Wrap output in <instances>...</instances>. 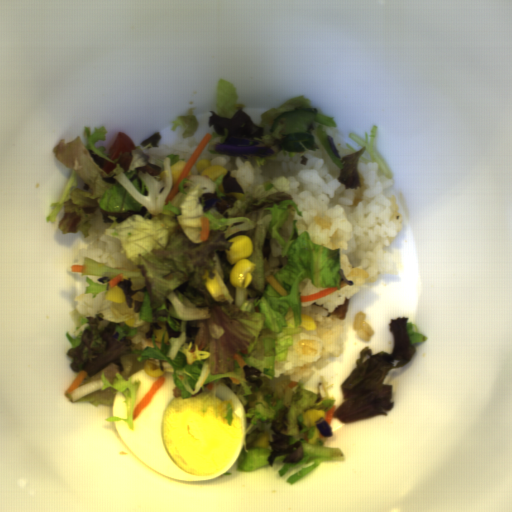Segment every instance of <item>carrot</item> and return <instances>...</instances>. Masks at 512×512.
Masks as SVG:
<instances>
[{
	"mask_svg": "<svg viewBox=\"0 0 512 512\" xmlns=\"http://www.w3.org/2000/svg\"><path fill=\"white\" fill-rule=\"evenodd\" d=\"M233 358H234V360L237 362V364H238L240 367L245 366L246 362H245V360H244L243 356H241V355H240V354H238V353H235V355H234V357H233Z\"/></svg>",
	"mask_w": 512,
	"mask_h": 512,
	"instance_id": "8",
	"label": "carrot"
},
{
	"mask_svg": "<svg viewBox=\"0 0 512 512\" xmlns=\"http://www.w3.org/2000/svg\"><path fill=\"white\" fill-rule=\"evenodd\" d=\"M123 280V275L122 273L115 276L114 278H112L111 280L108 281L111 289L115 286H118V284Z\"/></svg>",
	"mask_w": 512,
	"mask_h": 512,
	"instance_id": "7",
	"label": "carrot"
},
{
	"mask_svg": "<svg viewBox=\"0 0 512 512\" xmlns=\"http://www.w3.org/2000/svg\"><path fill=\"white\" fill-rule=\"evenodd\" d=\"M335 291H337V288L329 287L327 289L318 291V292L310 294V295H300V302H307V301L319 299L324 296L330 295Z\"/></svg>",
	"mask_w": 512,
	"mask_h": 512,
	"instance_id": "3",
	"label": "carrot"
},
{
	"mask_svg": "<svg viewBox=\"0 0 512 512\" xmlns=\"http://www.w3.org/2000/svg\"><path fill=\"white\" fill-rule=\"evenodd\" d=\"M296 384H298L296 381H290V380H289L288 385H289L292 389L296 386Z\"/></svg>",
	"mask_w": 512,
	"mask_h": 512,
	"instance_id": "10",
	"label": "carrot"
},
{
	"mask_svg": "<svg viewBox=\"0 0 512 512\" xmlns=\"http://www.w3.org/2000/svg\"><path fill=\"white\" fill-rule=\"evenodd\" d=\"M336 412H337V406H331L328 410L325 411V417L322 419L325 420V422L327 423L328 426L331 424L333 418L336 415Z\"/></svg>",
	"mask_w": 512,
	"mask_h": 512,
	"instance_id": "6",
	"label": "carrot"
},
{
	"mask_svg": "<svg viewBox=\"0 0 512 512\" xmlns=\"http://www.w3.org/2000/svg\"><path fill=\"white\" fill-rule=\"evenodd\" d=\"M209 234H210L209 219H207L205 217H201L200 240L202 242H206L209 239Z\"/></svg>",
	"mask_w": 512,
	"mask_h": 512,
	"instance_id": "5",
	"label": "carrot"
},
{
	"mask_svg": "<svg viewBox=\"0 0 512 512\" xmlns=\"http://www.w3.org/2000/svg\"><path fill=\"white\" fill-rule=\"evenodd\" d=\"M72 272H83L84 271V265H73L71 266Z\"/></svg>",
	"mask_w": 512,
	"mask_h": 512,
	"instance_id": "9",
	"label": "carrot"
},
{
	"mask_svg": "<svg viewBox=\"0 0 512 512\" xmlns=\"http://www.w3.org/2000/svg\"><path fill=\"white\" fill-rule=\"evenodd\" d=\"M165 381V377L161 376L136 404L132 411L133 421L145 410Z\"/></svg>",
	"mask_w": 512,
	"mask_h": 512,
	"instance_id": "2",
	"label": "carrot"
},
{
	"mask_svg": "<svg viewBox=\"0 0 512 512\" xmlns=\"http://www.w3.org/2000/svg\"><path fill=\"white\" fill-rule=\"evenodd\" d=\"M87 372L85 370H80L79 373L77 374L76 378L74 379V381L71 383V385L67 388V390L65 391L66 394L68 395L69 393L73 392L74 390L78 389L79 386L82 384V382L84 381L85 377L87 376Z\"/></svg>",
	"mask_w": 512,
	"mask_h": 512,
	"instance_id": "4",
	"label": "carrot"
},
{
	"mask_svg": "<svg viewBox=\"0 0 512 512\" xmlns=\"http://www.w3.org/2000/svg\"><path fill=\"white\" fill-rule=\"evenodd\" d=\"M211 137H212V134H209V133H206L203 136V138L200 141L199 145L197 146V148L195 149L193 154L190 156V158L186 162L181 175L179 176V178L177 179V181L174 184L173 189L171 190V192L169 193L168 197L166 198L165 205H168L169 201H172L174 199V197L177 195V193L179 192V184L182 182V180L184 178L187 177V175L191 171L193 165L195 164L196 160L198 159V157L200 156L201 152L205 148L206 144L210 141Z\"/></svg>",
	"mask_w": 512,
	"mask_h": 512,
	"instance_id": "1",
	"label": "carrot"
}]
</instances>
